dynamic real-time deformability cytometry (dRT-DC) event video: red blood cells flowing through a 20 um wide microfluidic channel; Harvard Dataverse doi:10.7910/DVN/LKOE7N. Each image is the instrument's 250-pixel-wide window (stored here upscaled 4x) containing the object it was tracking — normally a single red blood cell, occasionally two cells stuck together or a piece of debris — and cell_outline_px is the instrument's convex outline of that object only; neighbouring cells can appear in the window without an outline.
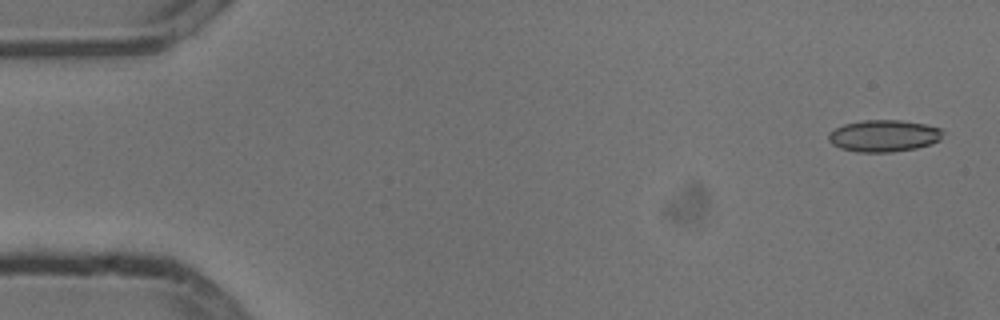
{"species": "common noctule bat (a hibernating species)", "species_latin": "Nyctalus noctula", "temperature_condition": "cold", "stored_images_in_passage": 5, "camera_frame_rate_fps": 3000, "um_per_image_px": 0.085, "animal": {"sex": "male", "body_mass_g": 13.3}, "frame": {"image": 1, "passage_image": 1, "time_ms": 0.0, "image_size_px": [1000, 320], "cell_outline_px": [[944, 132], [940, 140], [932, 144], [916, 148], [892, 152], [856, 152], [840, 148], [832, 144], [828, 140], [828, 132], [844, 124], [864, 120], [900, 120], [924, 124], [940, 128]], "centroid_in_image_um": [75.12, 11.55], "position_along_channel_um": 9.9, "area_um2": 21.33}}
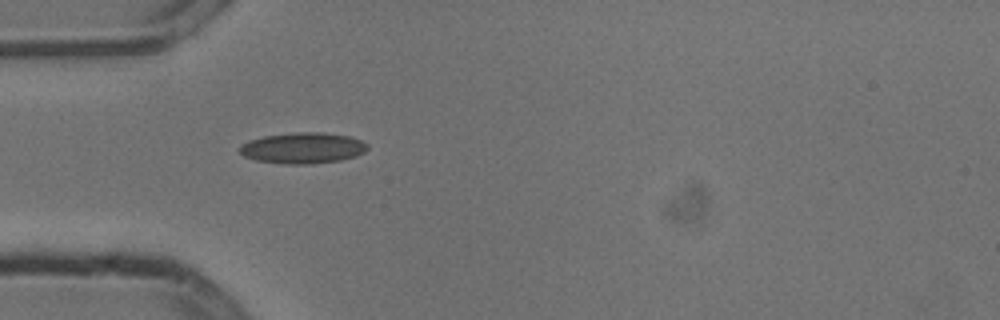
{"frame": {"image": 2, "passage_image": 5, "time_ms": 1.333, "image_size_px": [1000, 320], "cell_outline_px": [[368, 148], [364, 152], [356, 156], [340, 160], [312, 164], [284, 164], [256, 160], [244, 156], [240, 152], [240, 144], [248, 140], [264, 136], [296, 132], [324, 132], [348, 136], [360, 140], [368, 144]], "centroid_in_image_um": [25.73, 12.58], "position_along_channel_um": 59.3, "area_um2": 23.12}}